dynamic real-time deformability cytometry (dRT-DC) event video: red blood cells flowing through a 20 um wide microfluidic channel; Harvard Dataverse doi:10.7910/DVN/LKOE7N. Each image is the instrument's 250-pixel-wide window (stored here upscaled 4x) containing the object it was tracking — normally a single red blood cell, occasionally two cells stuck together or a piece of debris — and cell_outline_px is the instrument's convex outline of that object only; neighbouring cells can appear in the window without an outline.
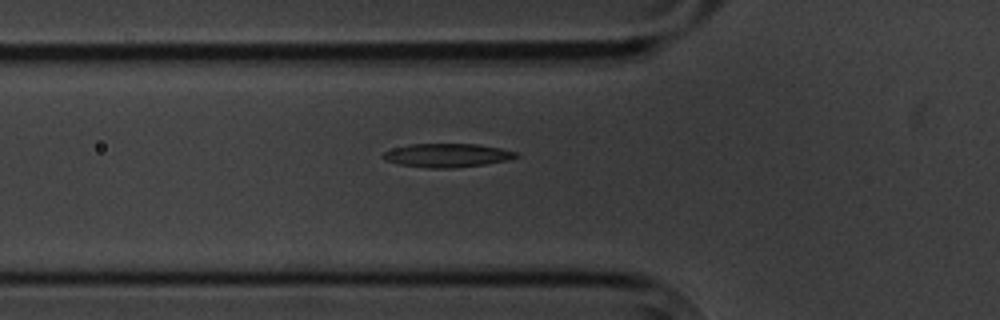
{"species": "common noctule bat (a hibernating species)", "species_latin": "Nyctalus noctula", "temperature_condition": "cold", "stored_images_in_passage": 3, "camera_frame_rate_fps": 3000, "um_per_image_px": 0.085, "animal": {"sex": "male", "body_mass_g": 20.1, "forearm_length_mm": 53.5}, "frame": {"image": 1, "passage_image": 3, "time_ms": 3.333, "image_size_px": [1000, 320], "cell_outline_px": [[520, 156], [508, 160], [484, 164], [452, 168], [428, 168], [400, 164], [384, 160], [380, 156], [384, 152], [392, 148], [412, 144], [476, 144], [500, 148], [516, 152]], "centroid_in_image_um": [37.98, 13.2], "position_along_channel_um": 87.8, "area_um2": 18.26}}